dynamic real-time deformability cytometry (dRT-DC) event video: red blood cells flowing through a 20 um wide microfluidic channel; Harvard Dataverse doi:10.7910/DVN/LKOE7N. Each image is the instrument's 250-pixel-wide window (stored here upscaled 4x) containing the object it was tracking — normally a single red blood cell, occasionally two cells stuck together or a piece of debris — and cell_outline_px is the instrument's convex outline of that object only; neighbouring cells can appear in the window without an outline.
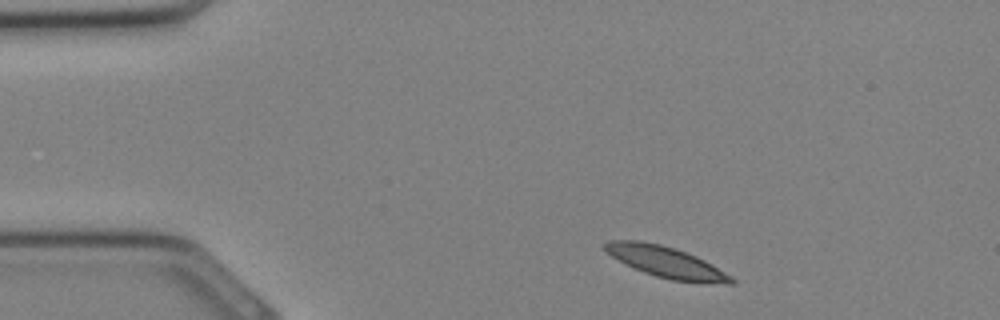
{"species": "Egyptian fruit bat (a non-hibernating species)", "species_latin": "Rousettus aegyptiacus", "temperature_condition": "cold", "stored_images_in_passage": 29, "camera_frame_rate_fps": 3000, "um_per_image_px": 0.085, "animal": {"sex": "female"}, "frame": {"image": 1, "passage_image": 1, "time_ms": 0.0, "image_size_px": [1000, 320], "cell_outline_px": [[736, 284], [728, 284], [672, 280], [656, 276], [644, 272], [612, 256], [604, 248], [604, 244], [608, 240], [640, 240], [660, 244], [676, 248], [696, 256], [712, 264], [732, 276], [736, 280]], "centroid_in_image_um": [56.67, 22.27], "position_along_channel_um": 28.3, "area_um2": 22.6}}
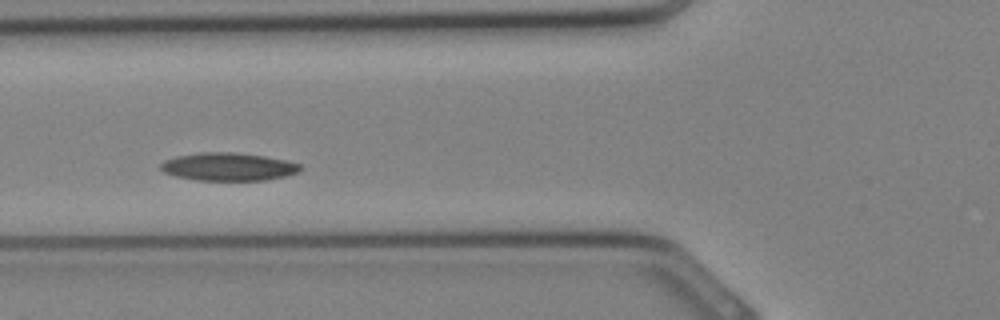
{"frame": {"image": 2, "passage_image": 8, "time_ms": 2.333, "image_size_px": [1000, 320], "cell_outline_px": [[304, 168], [300, 172], [284, 176], [264, 180], [196, 180], [176, 176], [164, 172], [160, 168], [160, 164], [164, 160], [176, 156], [200, 152], [236, 152], [264, 156], [288, 160], [300, 164]], "centroid_in_image_um": [19.43, 14.16], "position_along_channel_um": 106.4, "area_um2": 22.89}}
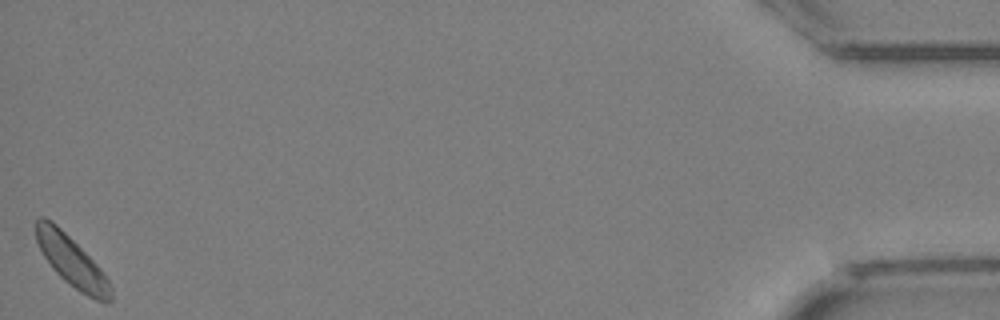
{"frame": {"image": 3, "passage_image": 29, "time_ms": 9.333, "image_size_px": [1000, 320], "cell_outline_px": [[112, 300], [104, 304], [80, 292], [64, 280], [52, 268], [44, 256], [36, 240], [36, 220], [40, 216], [44, 216], [52, 220], [100, 268], [108, 280], [112, 288]], "centroid_in_image_um": [6.1, 22.24], "position_along_channel_um": 429.1, "area_um2": 21.62}}